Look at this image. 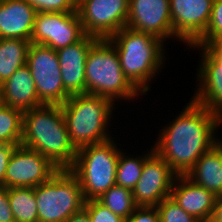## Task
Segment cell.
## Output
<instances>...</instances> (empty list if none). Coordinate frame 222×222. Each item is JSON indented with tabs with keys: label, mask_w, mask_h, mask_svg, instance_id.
I'll return each instance as SVG.
<instances>
[{
	"label": "cell",
	"mask_w": 222,
	"mask_h": 222,
	"mask_svg": "<svg viewBox=\"0 0 222 222\" xmlns=\"http://www.w3.org/2000/svg\"><path fill=\"white\" fill-rule=\"evenodd\" d=\"M184 107L158 131L152 145L177 176L186 175L196 161L221 140V136L217 137L222 126L218 114L191 98Z\"/></svg>",
	"instance_id": "1"
},
{
	"label": "cell",
	"mask_w": 222,
	"mask_h": 222,
	"mask_svg": "<svg viewBox=\"0 0 222 222\" xmlns=\"http://www.w3.org/2000/svg\"><path fill=\"white\" fill-rule=\"evenodd\" d=\"M20 145L38 151L59 169H70L77 154L61 105H42L24 111Z\"/></svg>",
	"instance_id": "2"
},
{
	"label": "cell",
	"mask_w": 222,
	"mask_h": 222,
	"mask_svg": "<svg viewBox=\"0 0 222 222\" xmlns=\"http://www.w3.org/2000/svg\"><path fill=\"white\" fill-rule=\"evenodd\" d=\"M108 40L117 50L124 75L146 95L152 87V81L157 79V74L159 76L165 67L168 53L164 44L166 42L128 27L122 28Z\"/></svg>",
	"instance_id": "3"
},
{
	"label": "cell",
	"mask_w": 222,
	"mask_h": 222,
	"mask_svg": "<svg viewBox=\"0 0 222 222\" xmlns=\"http://www.w3.org/2000/svg\"><path fill=\"white\" fill-rule=\"evenodd\" d=\"M115 105L108 98L87 93L71 95L61 105L71 143L77 150L114 138L109 128L118 108Z\"/></svg>",
	"instance_id": "4"
},
{
	"label": "cell",
	"mask_w": 222,
	"mask_h": 222,
	"mask_svg": "<svg viewBox=\"0 0 222 222\" xmlns=\"http://www.w3.org/2000/svg\"><path fill=\"white\" fill-rule=\"evenodd\" d=\"M86 93L110 99L114 104L144 96L124 75L117 50L108 39H98L85 62Z\"/></svg>",
	"instance_id": "5"
},
{
	"label": "cell",
	"mask_w": 222,
	"mask_h": 222,
	"mask_svg": "<svg viewBox=\"0 0 222 222\" xmlns=\"http://www.w3.org/2000/svg\"><path fill=\"white\" fill-rule=\"evenodd\" d=\"M120 145L112 138L77 150L69 170L78 178L85 201L98 199L116 184Z\"/></svg>",
	"instance_id": "6"
},
{
	"label": "cell",
	"mask_w": 222,
	"mask_h": 222,
	"mask_svg": "<svg viewBox=\"0 0 222 222\" xmlns=\"http://www.w3.org/2000/svg\"><path fill=\"white\" fill-rule=\"evenodd\" d=\"M34 194L39 222H65L85 204L79 180L69 169H59L34 187Z\"/></svg>",
	"instance_id": "7"
},
{
	"label": "cell",
	"mask_w": 222,
	"mask_h": 222,
	"mask_svg": "<svg viewBox=\"0 0 222 222\" xmlns=\"http://www.w3.org/2000/svg\"><path fill=\"white\" fill-rule=\"evenodd\" d=\"M26 65L35 81L39 101L42 105H62L70 97L65 91L56 50L30 43Z\"/></svg>",
	"instance_id": "8"
},
{
	"label": "cell",
	"mask_w": 222,
	"mask_h": 222,
	"mask_svg": "<svg viewBox=\"0 0 222 222\" xmlns=\"http://www.w3.org/2000/svg\"><path fill=\"white\" fill-rule=\"evenodd\" d=\"M129 0H78L77 13L86 35L108 39L126 27Z\"/></svg>",
	"instance_id": "9"
},
{
	"label": "cell",
	"mask_w": 222,
	"mask_h": 222,
	"mask_svg": "<svg viewBox=\"0 0 222 222\" xmlns=\"http://www.w3.org/2000/svg\"><path fill=\"white\" fill-rule=\"evenodd\" d=\"M189 48L201 51L195 73L197 87L191 99L222 118V44Z\"/></svg>",
	"instance_id": "10"
},
{
	"label": "cell",
	"mask_w": 222,
	"mask_h": 222,
	"mask_svg": "<svg viewBox=\"0 0 222 222\" xmlns=\"http://www.w3.org/2000/svg\"><path fill=\"white\" fill-rule=\"evenodd\" d=\"M85 32L76 12H37L31 43L58 50L80 41Z\"/></svg>",
	"instance_id": "11"
},
{
	"label": "cell",
	"mask_w": 222,
	"mask_h": 222,
	"mask_svg": "<svg viewBox=\"0 0 222 222\" xmlns=\"http://www.w3.org/2000/svg\"><path fill=\"white\" fill-rule=\"evenodd\" d=\"M58 170V167L38 151L19 145L9 159L4 187L34 188L47 182Z\"/></svg>",
	"instance_id": "12"
},
{
	"label": "cell",
	"mask_w": 222,
	"mask_h": 222,
	"mask_svg": "<svg viewBox=\"0 0 222 222\" xmlns=\"http://www.w3.org/2000/svg\"><path fill=\"white\" fill-rule=\"evenodd\" d=\"M176 176L167 162L153 151L145 159L141 177L132 190L135 205L157 206L170 197Z\"/></svg>",
	"instance_id": "13"
},
{
	"label": "cell",
	"mask_w": 222,
	"mask_h": 222,
	"mask_svg": "<svg viewBox=\"0 0 222 222\" xmlns=\"http://www.w3.org/2000/svg\"><path fill=\"white\" fill-rule=\"evenodd\" d=\"M214 0H169L173 34L189 47L195 45L208 27Z\"/></svg>",
	"instance_id": "14"
},
{
	"label": "cell",
	"mask_w": 222,
	"mask_h": 222,
	"mask_svg": "<svg viewBox=\"0 0 222 222\" xmlns=\"http://www.w3.org/2000/svg\"><path fill=\"white\" fill-rule=\"evenodd\" d=\"M126 27L162 41H179L173 34L169 0H129Z\"/></svg>",
	"instance_id": "15"
},
{
	"label": "cell",
	"mask_w": 222,
	"mask_h": 222,
	"mask_svg": "<svg viewBox=\"0 0 222 222\" xmlns=\"http://www.w3.org/2000/svg\"><path fill=\"white\" fill-rule=\"evenodd\" d=\"M96 37L85 35L77 43L56 50L65 91L71 96L86 93L85 62Z\"/></svg>",
	"instance_id": "16"
},
{
	"label": "cell",
	"mask_w": 222,
	"mask_h": 222,
	"mask_svg": "<svg viewBox=\"0 0 222 222\" xmlns=\"http://www.w3.org/2000/svg\"><path fill=\"white\" fill-rule=\"evenodd\" d=\"M170 197L200 222H210L217 196L195 184L186 175L175 177Z\"/></svg>",
	"instance_id": "17"
},
{
	"label": "cell",
	"mask_w": 222,
	"mask_h": 222,
	"mask_svg": "<svg viewBox=\"0 0 222 222\" xmlns=\"http://www.w3.org/2000/svg\"><path fill=\"white\" fill-rule=\"evenodd\" d=\"M37 11L26 0L0 2V38L31 42Z\"/></svg>",
	"instance_id": "18"
},
{
	"label": "cell",
	"mask_w": 222,
	"mask_h": 222,
	"mask_svg": "<svg viewBox=\"0 0 222 222\" xmlns=\"http://www.w3.org/2000/svg\"><path fill=\"white\" fill-rule=\"evenodd\" d=\"M0 103L21 111L40 107L35 81L27 65L0 84Z\"/></svg>",
	"instance_id": "19"
},
{
	"label": "cell",
	"mask_w": 222,
	"mask_h": 222,
	"mask_svg": "<svg viewBox=\"0 0 222 222\" xmlns=\"http://www.w3.org/2000/svg\"><path fill=\"white\" fill-rule=\"evenodd\" d=\"M186 176L216 196L222 193V138L196 161Z\"/></svg>",
	"instance_id": "20"
},
{
	"label": "cell",
	"mask_w": 222,
	"mask_h": 222,
	"mask_svg": "<svg viewBox=\"0 0 222 222\" xmlns=\"http://www.w3.org/2000/svg\"><path fill=\"white\" fill-rule=\"evenodd\" d=\"M30 41L0 38V84L26 65Z\"/></svg>",
	"instance_id": "21"
},
{
	"label": "cell",
	"mask_w": 222,
	"mask_h": 222,
	"mask_svg": "<svg viewBox=\"0 0 222 222\" xmlns=\"http://www.w3.org/2000/svg\"><path fill=\"white\" fill-rule=\"evenodd\" d=\"M15 222H39L34 188H7Z\"/></svg>",
	"instance_id": "22"
},
{
	"label": "cell",
	"mask_w": 222,
	"mask_h": 222,
	"mask_svg": "<svg viewBox=\"0 0 222 222\" xmlns=\"http://www.w3.org/2000/svg\"><path fill=\"white\" fill-rule=\"evenodd\" d=\"M150 149V150H149ZM141 155H129L125 150L120 151L116 171V185L133 190L141 177L145 159L154 151L153 146Z\"/></svg>",
	"instance_id": "23"
},
{
	"label": "cell",
	"mask_w": 222,
	"mask_h": 222,
	"mask_svg": "<svg viewBox=\"0 0 222 222\" xmlns=\"http://www.w3.org/2000/svg\"><path fill=\"white\" fill-rule=\"evenodd\" d=\"M23 135V111L0 103V145H20Z\"/></svg>",
	"instance_id": "24"
},
{
	"label": "cell",
	"mask_w": 222,
	"mask_h": 222,
	"mask_svg": "<svg viewBox=\"0 0 222 222\" xmlns=\"http://www.w3.org/2000/svg\"><path fill=\"white\" fill-rule=\"evenodd\" d=\"M114 214H117L127 220L137 207L133 199L132 190L114 185L108 191L103 193L98 199Z\"/></svg>",
	"instance_id": "25"
},
{
	"label": "cell",
	"mask_w": 222,
	"mask_h": 222,
	"mask_svg": "<svg viewBox=\"0 0 222 222\" xmlns=\"http://www.w3.org/2000/svg\"><path fill=\"white\" fill-rule=\"evenodd\" d=\"M222 44V0H214L208 27L196 46Z\"/></svg>",
	"instance_id": "26"
},
{
	"label": "cell",
	"mask_w": 222,
	"mask_h": 222,
	"mask_svg": "<svg viewBox=\"0 0 222 222\" xmlns=\"http://www.w3.org/2000/svg\"><path fill=\"white\" fill-rule=\"evenodd\" d=\"M160 222H200L188 214L171 197L163 199L157 206Z\"/></svg>",
	"instance_id": "27"
},
{
	"label": "cell",
	"mask_w": 222,
	"mask_h": 222,
	"mask_svg": "<svg viewBox=\"0 0 222 222\" xmlns=\"http://www.w3.org/2000/svg\"><path fill=\"white\" fill-rule=\"evenodd\" d=\"M84 209L87 211L90 222H126L124 218L114 214L97 199L85 201Z\"/></svg>",
	"instance_id": "28"
},
{
	"label": "cell",
	"mask_w": 222,
	"mask_h": 222,
	"mask_svg": "<svg viewBox=\"0 0 222 222\" xmlns=\"http://www.w3.org/2000/svg\"><path fill=\"white\" fill-rule=\"evenodd\" d=\"M37 12H76L78 0H26Z\"/></svg>",
	"instance_id": "29"
},
{
	"label": "cell",
	"mask_w": 222,
	"mask_h": 222,
	"mask_svg": "<svg viewBox=\"0 0 222 222\" xmlns=\"http://www.w3.org/2000/svg\"><path fill=\"white\" fill-rule=\"evenodd\" d=\"M126 222H160L156 206H137Z\"/></svg>",
	"instance_id": "30"
},
{
	"label": "cell",
	"mask_w": 222,
	"mask_h": 222,
	"mask_svg": "<svg viewBox=\"0 0 222 222\" xmlns=\"http://www.w3.org/2000/svg\"><path fill=\"white\" fill-rule=\"evenodd\" d=\"M0 222H15L10 207L7 188L0 186Z\"/></svg>",
	"instance_id": "31"
},
{
	"label": "cell",
	"mask_w": 222,
	"mask_h": 222,
	"mask_svg": "<svg viewBox=\"0 0 222 222\" xmlns=\"http://www.w3.org/2000/svg\"><path fill=\"white\" fill-rule=\"evenodd\" d=\"M17 146L19 145H0V186H4V177L9 163V159Z\"/></svg>",
	"instance_id": "32"
},
{
	"label": "cell",
	"mask_w": 222,
	"mask_h": 222,
	"mask_svg": "<svg viewBox=\"0 0 222 222\" xmlns=\"http://www.w3.org/2000/svg\"><path fill=\"white\" fill-rule=\"evenodd\" d=\"M210 222H222V198L220 196H217Z\"/></svg>",
	"instance_id": "33"
},
{
	"label": "cell",
	"mask_w": 222,
	"mask_h": 222,
	"mask_svg": "<svg viewBox=\"0 0 222 222\" xmlns=\"http://www.w3.org/2000/svg\"><path fill=\"white\" fill-rule=\"evenodd\" d=\"M65 222H90L87 211L83 208L81 211L72 214Z\"/></svg>",
	"instance_id": "34"
}]
</instances>
